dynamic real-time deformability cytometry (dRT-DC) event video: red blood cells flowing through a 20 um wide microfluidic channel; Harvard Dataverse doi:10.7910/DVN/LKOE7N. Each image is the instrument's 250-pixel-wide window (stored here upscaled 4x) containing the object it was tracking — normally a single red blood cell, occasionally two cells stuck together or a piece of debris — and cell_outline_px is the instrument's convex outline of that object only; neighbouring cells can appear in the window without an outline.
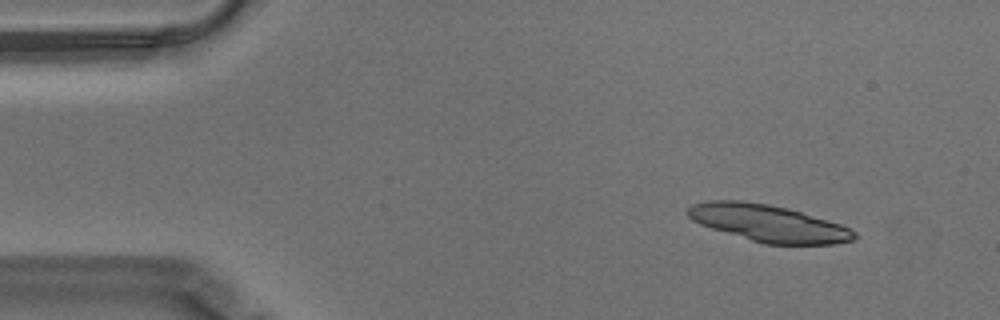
{"species": "Egyptian fruit bat (a non-hibernating species)", "species_latin": "Rousettus aegyptiacus", "temperature_condition": "warm", "stored_images_in_passage": 29, "camera_frame_rate_fps": 3000, "um_per_image_px": 0.085, "animal": {"sex": "male"}, "frame": {"image": 1, "passage_image": 5, "time_ms": 1.333, "image_size_px": [1000, 320], "cell_outline_px": [[856, 236], [852, 240], [832, 244], [764, 244], [712, 228], [700, 224], [692, 220], [684, 212], [692, 204], [712, 200], [740, 200], [768, 204], [788, 208], [840, 224], [856, 232]], "centroid_in_image_um": [65.27, 18.96], "position_along_channel_um": 19.7, "area_um2": 35.49}}